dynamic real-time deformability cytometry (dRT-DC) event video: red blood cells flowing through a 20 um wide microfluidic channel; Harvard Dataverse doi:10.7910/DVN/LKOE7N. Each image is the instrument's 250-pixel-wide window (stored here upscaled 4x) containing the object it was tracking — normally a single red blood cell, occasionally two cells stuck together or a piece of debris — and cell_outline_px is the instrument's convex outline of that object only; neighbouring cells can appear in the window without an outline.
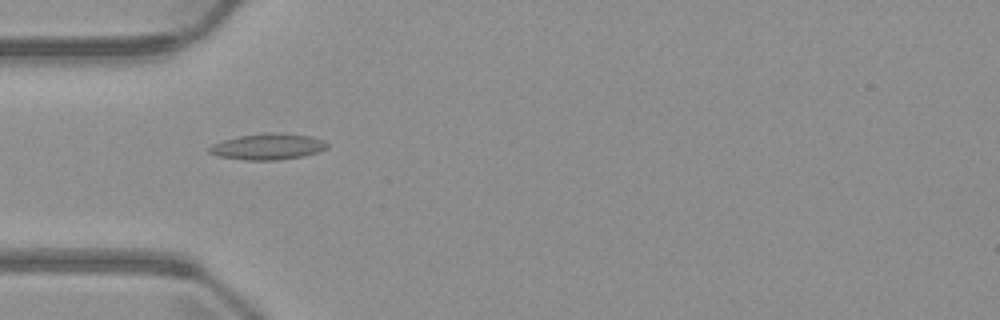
{"species": "common noctule bat (a hibernating species)", "species_latin": "Nyctalus noctula", "temperature_condition": "warm", "stored_images_in_passage": 4, "camera_frame_rate_fps": 3000, "um_per_image_px": 0.085, "animal": {"sex": "male", "body_mass_g": 23.1, "forearm_length_mm": 52.7}, "frame": {"image": 1, "passage_image": 1, "time_ms": 0.0, "image_size_px": [1000, 320], "cell_outline_px": [[328, 148], [304, 156], [276, 160], [244, 160], [220, 156], [208, 152], [208, 148], [212, 144], [224, 140], [240, 136], [268, 132], [272, 132], [308, 136], [324, 140], [328, 144]], "centroid_in_image_um": [22.77, 12.46], "position_along_channel_um": 62.2, "area_um2": 17.74}}
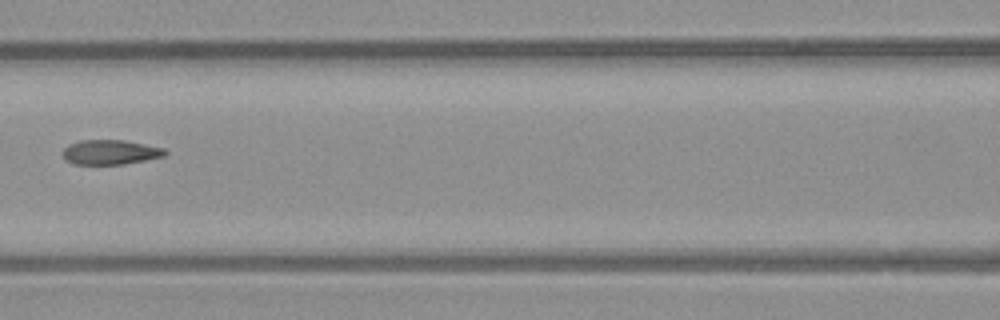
{"frame": {"image": 2, "passage_image": 3, "time_ms": 2.333, "image_size_px": [1000, 320], "cell_outline_px": [[168, 152], [164, 156], [124, 164], [76, 164], [68, 160], [64, 156], [64, 148], [68, 144], [80, 140], [124, 140], [164, 148]], "centroid_in_image_um": [9.4, 12.92], "position_along_channel_um": 157.2, "area_um2": 14.51}}
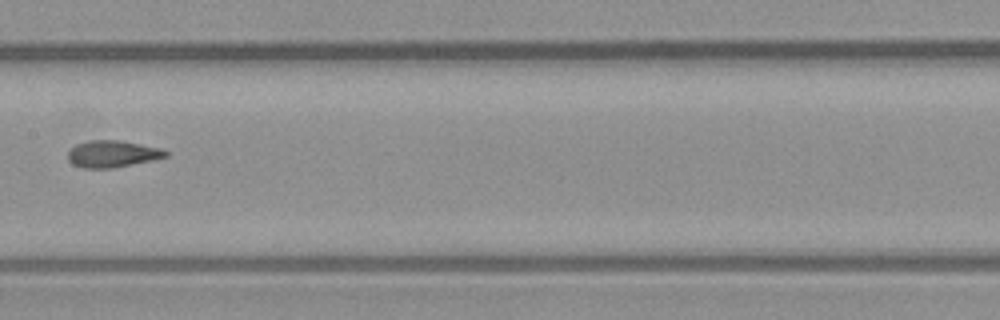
{"frame": {"image": 3, "passage_image": 4, "time_ms": 3.333, "image_size_px": [1000, 320], "cell_outline_px": [[168, 156], [152, 160], [112, 168], [84, 168], [72, 164], [68, 160], [68, 152], [76, 144], [88, 140], [120, 140], [160, 148], [168, 152]], "centroid_in_image_um": [9.53, 13.08], "position_along_channel_um": 197.9, "area_um2": 15.2}}